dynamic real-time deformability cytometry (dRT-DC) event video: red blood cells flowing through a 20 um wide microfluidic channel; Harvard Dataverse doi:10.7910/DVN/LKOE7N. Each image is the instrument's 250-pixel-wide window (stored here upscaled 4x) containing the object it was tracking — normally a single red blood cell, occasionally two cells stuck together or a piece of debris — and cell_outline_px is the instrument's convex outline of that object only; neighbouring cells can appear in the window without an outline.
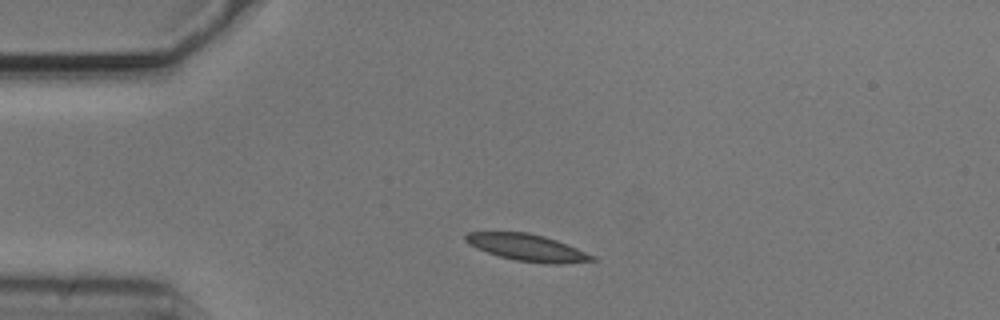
{"species": "common noctule bat (a hibernating species)", "species_latin": "Nyctalus noctula", "temperature_condition": "cold", "stored_images_in_passage": 43, "camera_frame_rate_fps": 3000, "um_per_image_px": 0.085, "animal": {"sex": "male", "body_mass_g": 20.5, "forearm_length_mm": 52.5}, "frame": {"image": 1, "passage_image": 1, "time_ms": 0.0, "image_size_px": [1000, 320], "cell_outline_px": [[596, 260], [560, 264], [544, 264], [516, 260], [500, 256], [476, 248], [464, 240], [464, 236], [468, 232], [528, 232], [544, 236], [556, 240], [596, 256]], "centroid_in_image_um": [44.82, 21.04], "position_along_channel_um": 40.2, "area_um2": 19.65}}
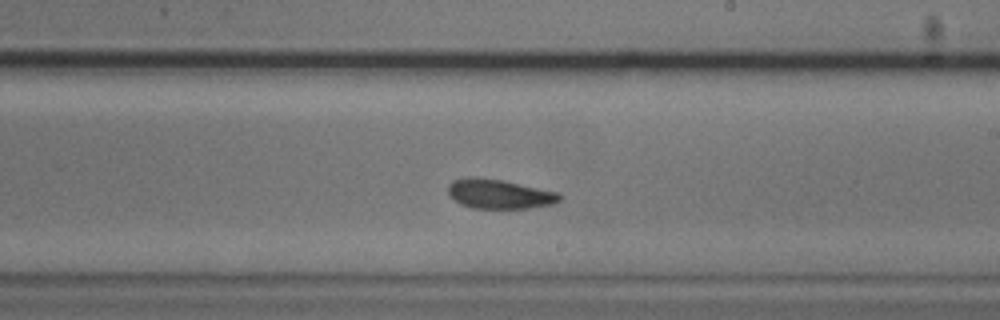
{"frame": {"image": 2, "passage_image": 20, "time_ms": 6.333, "image_size_px": [1000, 320], "cell_outline_px": [[564, 196], [556, 204], [528, 208], [472, 208], [460, 204], [448, 196], [448, 184], [452, 180], [464, 176], [476, 176], [500, 180], [560, 192]], "centroid_in_image_um": [42.43, 16.48], "position_along_channel_um": 246.6, "area_um2": 19.54}}
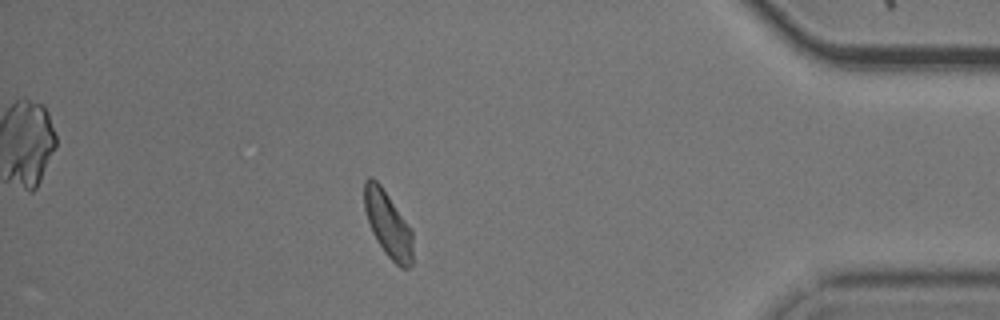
{"frame": {"image": 3, "passage_image": 36, "time_ms": 11.667, "image_size_px": [1000, 320], "cell_outline_px": [[412, 264], [408, 268], [400, 268], [384, 252], [376, 240], [372, 232], [364, 208], [364, 180], [368, 176], [372, 176], [380, 184], [412, 228]], "centroid_in_image_um": [32.97, 19.04], "position_along_channel_um": 402.2, "area_um2": 18.73}, "authors_computed_cell_mechanics": {"area_um2": 19.1318, "velocity_mm_per_s": 3.6881, "shape_relaxation_time_tau1_ms": 6.0087, "shape_relaxation_time_tau2_ms": 3.8053, "deformation_change_tau1": 0.1543, "deformation_change_tau2": 0.1065}}